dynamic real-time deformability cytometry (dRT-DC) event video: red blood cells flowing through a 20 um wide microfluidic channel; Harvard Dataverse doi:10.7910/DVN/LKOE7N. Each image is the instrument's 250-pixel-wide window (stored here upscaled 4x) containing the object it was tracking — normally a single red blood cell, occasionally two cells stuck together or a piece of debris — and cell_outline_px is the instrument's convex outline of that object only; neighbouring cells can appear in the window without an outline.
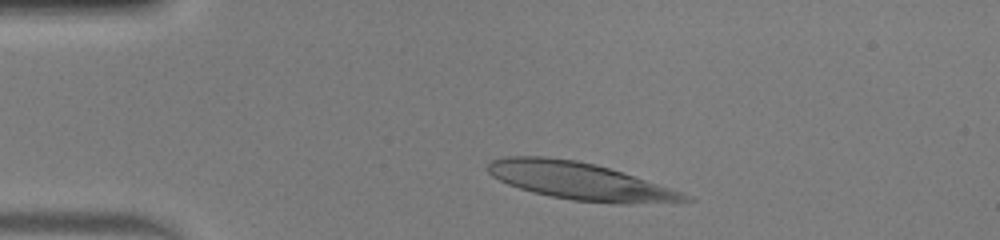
{"species": "human", "species_latin": "Homo sapiens", "temperature_condition": "warm", "stored_images_in_passage": 38, "camera_frame_rate_fps": 3000, "um_per_image_px": 0.085, "donor": {"sex": "male"}, "frame": {"image": 1, "passage_image": 5, "time_ms": 1.333, "image_size_px": [1000, 240], "cell_outline_px": [[696, 200], [628, 204], [616, 204], [572, 200], [532, 192], [508, 184], [492, 176], [488, 172], [488, 164], [492, 160], [504, 156], [548, 156], [576, 160], [596, 164], [692, 196]], "centroid_in_image_um": [49.22, 15.38], "position_along_channel_um": 35.8, "area_um2": 42.31}}
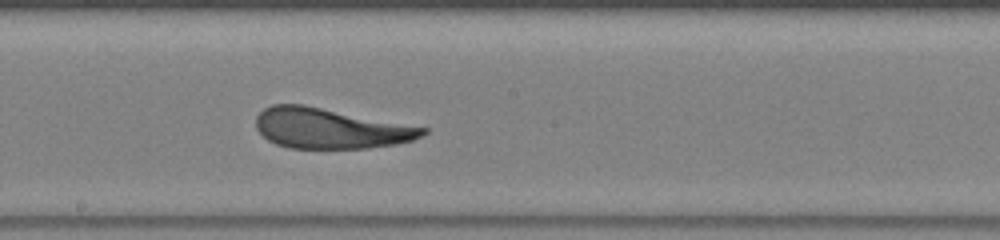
{"frame": {"image": 2, "passage_image": 22, "time_ms": 7.0, "image_size_px": [1000, 240], "cell_outline_px": [[428, 132], [412, 140], [396, 144], [368, 148], [288, 148], [276, 144], [268, 140], [256, 128], [256, 116], [264, 108], [272, 104], [304, 104], [428, 128]], "centroid_in_image_um": [28.05, 10.91], "position_along_channel_um": 220.2, "area_um2": 39.13}}
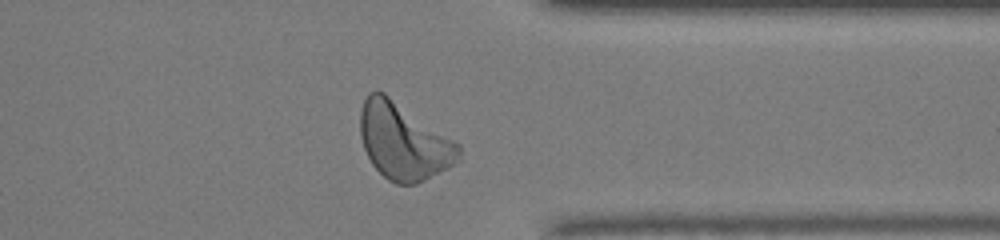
{"frame": {"image": 3, "passage_image": 34, "time_ms": 11.0, "image_size_px": [1000, 240], "cell_outline_px": [[460, 160], [448, 168], [416, 184], [396, 184], [388, 180], [372, 164], [364, 148], [360, 136], [360, 112], [364, 100], [368, 92], [376, 88], [384, 92], [460, 144]], "centroid_in_image_um": [34.29, 12.0], "position_along_channel_um": 377.1, "area_um2": 43.99}, "authors_computed_cell_mechanics": {"area_um2": 41.2114, "velocity_mm_per_s": 4.051, "shape_relaxation_time_tau1_ms": 3.4829, "shape_relaxation_time_tau2_ms": 1.2244, "deformation_change_tau1": 0.216, "deformation_change_tau2": 0.0953}}